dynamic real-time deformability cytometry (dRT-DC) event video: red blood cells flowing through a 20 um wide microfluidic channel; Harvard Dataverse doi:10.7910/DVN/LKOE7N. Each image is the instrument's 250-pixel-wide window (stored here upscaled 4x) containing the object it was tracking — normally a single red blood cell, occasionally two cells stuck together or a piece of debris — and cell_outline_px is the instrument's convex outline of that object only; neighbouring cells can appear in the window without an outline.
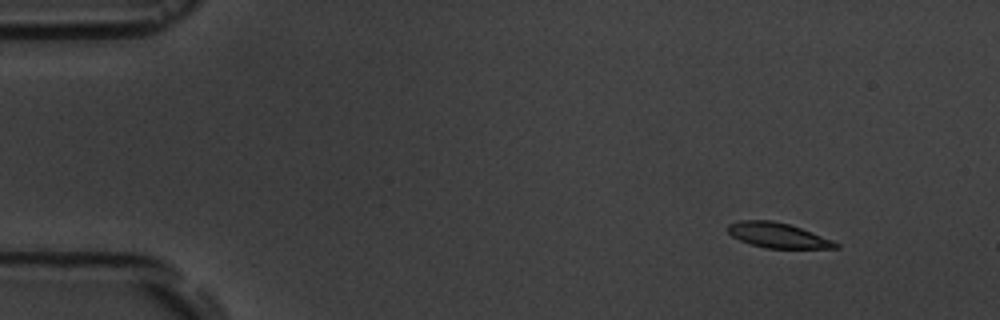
{"species": "common noctule bat (a hibernating species)", "species_latin": "Nyctalus noctula", "temperature_condition": "room temperature", "stored_images_in_passage": 15, "camera_frame_rate_fps": 3000, "um_per_image_px": 0.085, "animal": {"sex": "male", "body_mass_g": 19.5, "forearm_length_mm": 54.6}, "frame": {"image": 1, "passage_image": 2, "time_ms": 1.333, "image_size_px": [1000, 320], "cell_outline_px": [[840, 248], [764, 248], [740, 240], [732, 236], [728, 232], [728, 224], [740, 220], [772, 220], [788, 224], [800, 228], [832, 240], [840, 244]], "centroid_in_image_um": [66.1, 20.0], "position_along_channel_um": 18.9, "area_um2": 15.55}}
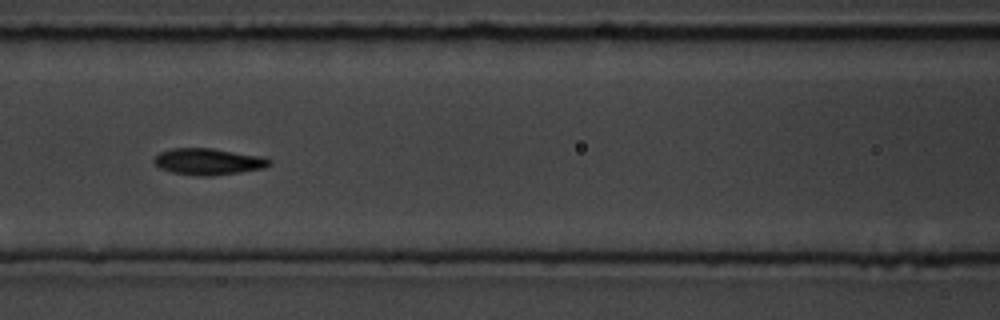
{"frame": {"image": 2, "passage_image": 7, "time_ms": 7.667, "image_size_px": [1000, 320], "cell_outline_px": [[272, 164], [264, 168], [212, 176], [196, 176], [172, 172], [160, 168], [152, 160], [160, 152], [172, 148], [212, 148], [264, 156], [272, 160]], "centroid_in_image_um": [17.73, 13.73], "position_along_channel_um": 148.9, "area_um2": 17.92}}
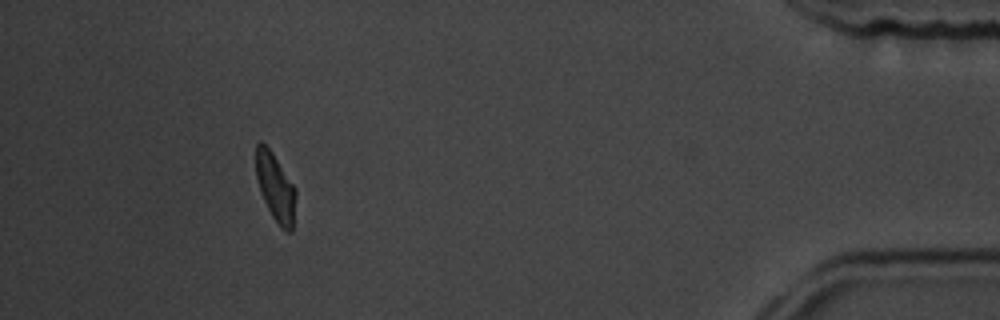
{"frame": {"image": 3, "passage_image": 14, "time_ms": 16.667, "image_size_px": [1000, 320], "cell_outline_px": [[296, 196], [292, 232], [288, 232], [280, 228], [272, 216], [260, 192], [256, 176], [256, 144], [260, 140], [272, 152], [296, 188]], "centroid_in_image_um": [23.42, 15.94], "position_along_channel_um": 411.8, "area_um2": 15.78}, "authors_computed_cell_mechanics": {"area_um2": 16.762, "velocity_mm_per_s": 3.6015, "shape_relaxation_time_tau1_ms": 2.5612, "shape_relaxation_time_tau2_ms": 4.1924, "deformation_change_tau1": 0.1268, "deformation_change_tau2": 0.1008}}